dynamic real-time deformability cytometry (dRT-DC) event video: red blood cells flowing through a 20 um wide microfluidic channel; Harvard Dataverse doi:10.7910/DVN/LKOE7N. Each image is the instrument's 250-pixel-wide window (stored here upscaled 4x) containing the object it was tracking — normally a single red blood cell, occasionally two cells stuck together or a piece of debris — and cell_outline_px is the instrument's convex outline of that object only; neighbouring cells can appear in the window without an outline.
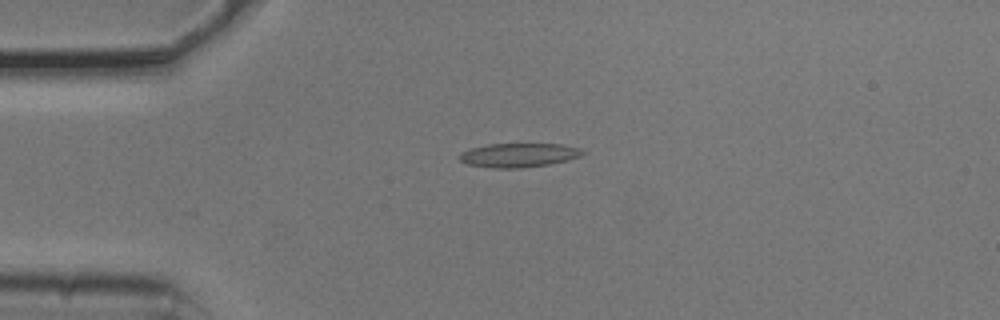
{"species": "common noctule bat (a hibernating species)", "species_latin": "Nyctalus noctula", "temperature_condition": "cold", "stored_images_in_passage": 43, "camera_frame_rate_fps": 3000, "um_per_image_px": 0.085, "animal": {"sex": "male", "body_mass_g": 20.5, "forearm_length_mm": 52.5}, "frame": {"image": 1, "passage_image": 2, "time_ms": 0.333, "image_size_px": [1000, 320], "cell_outline_px": [[584, 152], [580, 156], [548, 164], [520, 168], [492, 168], [468, 164], [460, 160], [456, 156], [460, 152], [472, 148], [488, 144], [564, 144], [580, 148]], "centroid_in_image_um": [44.03, 13.18], "position_along_channel_um": 41.0, "area_um2": 17.11}}
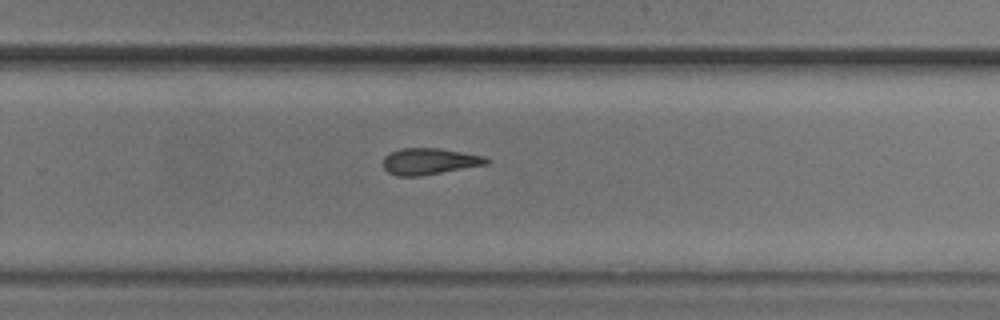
{"frame": {"image": 2, "passage_image": 24, "time_ms": 7.667, "image_size_px": [1000, 320], "cell_outline_px": [[492, 160], [488, 164], [420, 176], [396, 176], [388, 172], [384, 168], [384, 156], [400, 148], [440, 148], [484, 156]], "centroid_in_image_um": [36.52, 13.71], "position_along_channel_um": 293.3, "area_um2": 15.9}}
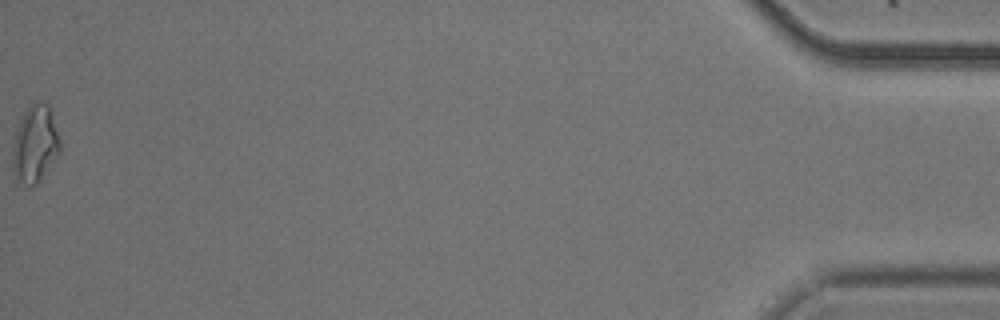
{"frame": {"image": 3, "passage_image": 43, "time_ms": 14.0, "image_size_px": [1000, 320], "cell_outline_px": [[60, 152], [36, 184], [32, 184], [24, 180], [12, 168], [12, 140], [20, 120], [24, 112], [32, 104], [48, 104], [60, 140]], "centroid_in_image_um": [2.98, 12.19], "position_along_channel_um": 432.2, "area_um2": 20.35}, "authors_computed_cell_mechanics": {"area_um2": 16.4152, "velocity_mm_per_s": 3.7677, "shape_relaxation_time_tau1_ms": 4.2634, "shape_relaxation_time_tau2_ms": 5.6294, "deformation_change_tau1": 0.1575, "deformation_change_tau2": 0.1703}}